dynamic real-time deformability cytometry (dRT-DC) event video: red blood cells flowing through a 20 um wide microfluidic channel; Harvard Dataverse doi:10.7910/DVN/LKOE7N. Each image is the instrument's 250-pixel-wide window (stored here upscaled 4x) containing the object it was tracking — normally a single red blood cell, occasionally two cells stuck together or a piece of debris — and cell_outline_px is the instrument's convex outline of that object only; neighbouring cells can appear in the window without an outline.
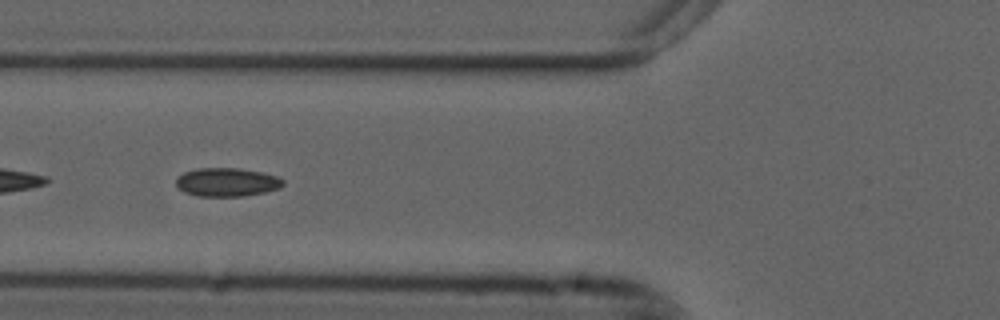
{"species": "common noctule bat (a hibernating species)", "species_latin": "Nyctalus noctula", "temperature_condition": "cold", "stored_images_in_passage": 56, "camera_frame_rate_fps": 3000, "um_per_image_px": 0.085, "animal": {"sex": "male", "forearm_length_mm": 52.5}, "frame": {"image": 1, "passage_image": 21, "time_ms": 6.667, "image_size_px": [1000, 320], "cell_outline_px": [[284, 184], [280, 188], [264, 192], [244, 196], [196, 196], [184, 192], [176, 184], [176, 176], [184, 172], [200, 168], [240, 168], [260, 172], [276, 176], [284, 180]], "centroid_in_image_um": [19.27, 15.48], "position_along_channel_um": 106.5, "area_um2": 17.8}}
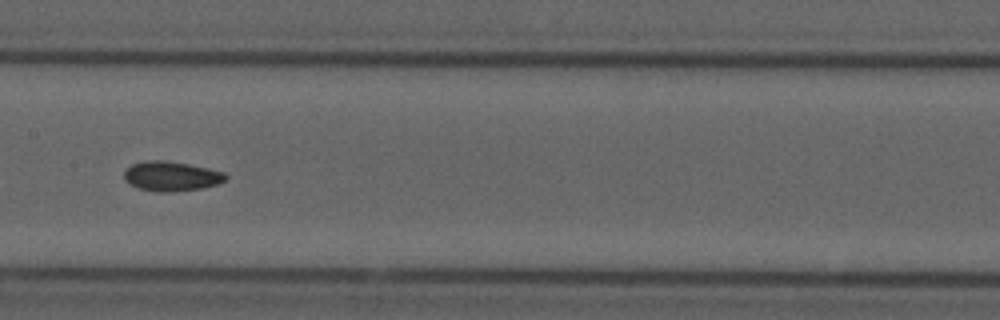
{"frame": {"image": 2, "passage_image": 28, "time_ms": 9.0, "image_size_px": [1000, 320], "cell_outline_px": [[228, 176], [224, 180], [216, 184], [200, 188], [168, 192], [156, 192], [140, 188], [128, 184], [124, 180], [124, 172], [132, 164], [144, 160], [164, 160], [188, 164], [208, 168], [224, 172]], "centroid_in_image_um": [14.52, 14.97], "position_along_channel_um": 192.9, "area_um2": 17.46}}
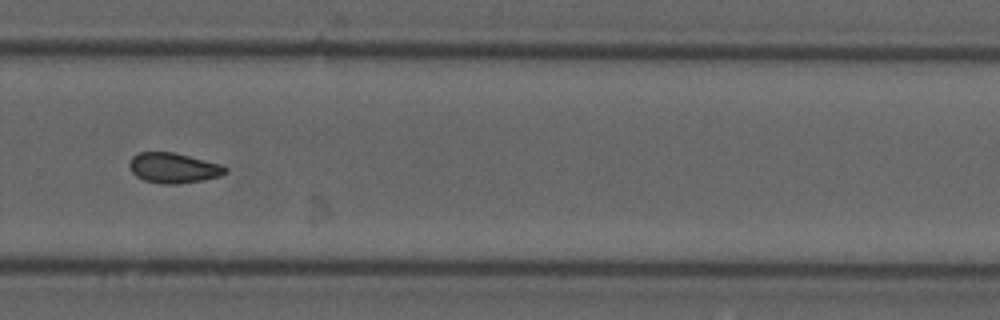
{"frame": {"image": 3, "passage_image": 38, "time_ms": 12.333, "image_size_px": [1000, 320], "cell_outline_px": [[228, 172], [220, 176], [204, 180], [176, 184], [164, 184], [144, 180], [136, 176], [132, 172], [128, 164], [132, 156], [140, 152], [172, 152], [224, 164], [228, 168]], "centroid_in_image_um": [14.78, 14.27], "position_along_channel_um": 315.0, "area_um2": 17.05}, "authors_computed_cell_mechanics": {"area_um2": 17.3111, "velocity_mm_per_s": 3.6771, "shape_relaxation_time_tau1_ms": 5.5047, "shape_relaxation_time_tau2_ms": 2.3148, "deformation_change_tau1": 0.0969, "deformation_change_tau2": 0.0732}}